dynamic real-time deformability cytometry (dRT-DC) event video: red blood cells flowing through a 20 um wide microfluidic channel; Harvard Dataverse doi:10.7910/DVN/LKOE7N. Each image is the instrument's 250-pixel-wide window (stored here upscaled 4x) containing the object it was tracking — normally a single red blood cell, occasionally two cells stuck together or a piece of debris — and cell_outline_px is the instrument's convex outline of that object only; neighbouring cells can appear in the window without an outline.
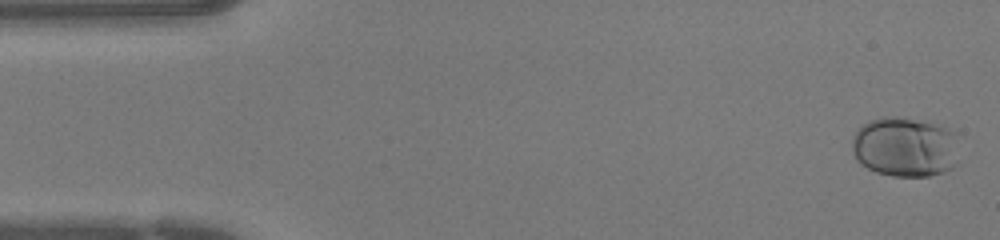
{"species": "human", "species_latin": "Homo sapiens", "temperature_condition": "warm", "stored_images_in_passage": 44, "camera_frame_rate_fps": 3000, "um_per_image_px": 0.085, "donor": {"sex": "female"}, "frame": {"image": 1, "passage_image": 1, "time_ms": 0.0, "image_size_px": [1000, 240], "cell_outline_px": [[960, 132], [952, 168], [944, 172], [928, 176], [892, 176], [876, 172], [860, 164], [856, 160], [852, 152], [852, 140], [856, 128], [868, 120], [884, 116], [896, 116], [924, 120]], "centroid_in_image_um": [76.9, 12.46], "position_along_channel_um": 8.1, "area_um2": 38.15}}
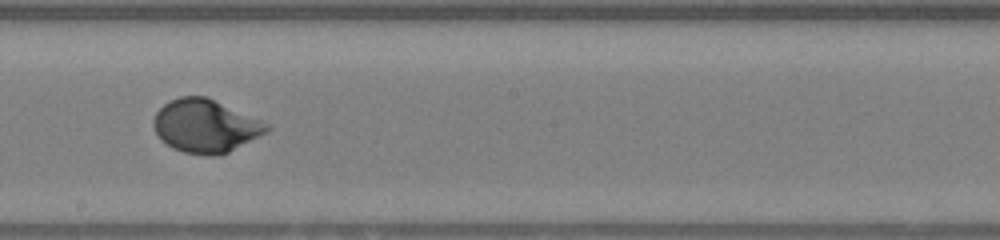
{"frame": {"image": 2, "passage_image": 24, "time_ms": 7.667, "image_size_px": [1000, 240], "cell_outline_px": [[272, 128], [228, 152], [216, 156], [208, 156], [184, 152], [172, 148], [160, 140], [152, 124], [152, 120], [156, 112], [164, 104], [180, 96], [204, 96], [264, 120], [272, 124]], "centroid_in_image_um": [17.46, 10.71], "position_along_channel_um": 230.7, "area_um2": 35.03}}
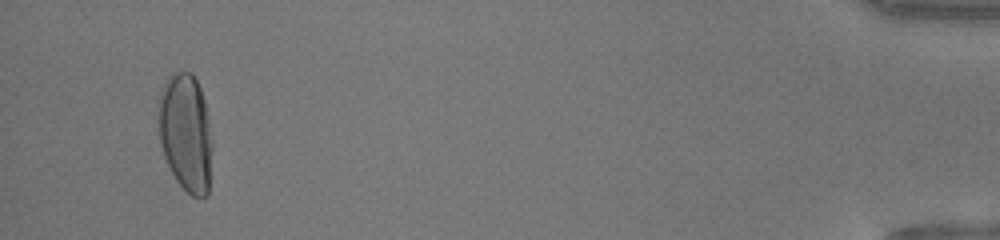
{"frame": {"image": 3, "passage_image": 42, "time_ms": 13.667, "image_size_px": [1000, 240], "cell_outline_px": [[212, 148], [208, 192], [200, 200], [192, 196], [176, 180], [164, 156], [160, 144], [160, 96], [164, 84], [168, 76], [172, 72], [192, 72], [200, 88], [204, 100], [212, 144]], "centroid_in_image_um": [15.8, 11.3], "position_along_channel_um": 419.4, "area_um2": 36.47}}